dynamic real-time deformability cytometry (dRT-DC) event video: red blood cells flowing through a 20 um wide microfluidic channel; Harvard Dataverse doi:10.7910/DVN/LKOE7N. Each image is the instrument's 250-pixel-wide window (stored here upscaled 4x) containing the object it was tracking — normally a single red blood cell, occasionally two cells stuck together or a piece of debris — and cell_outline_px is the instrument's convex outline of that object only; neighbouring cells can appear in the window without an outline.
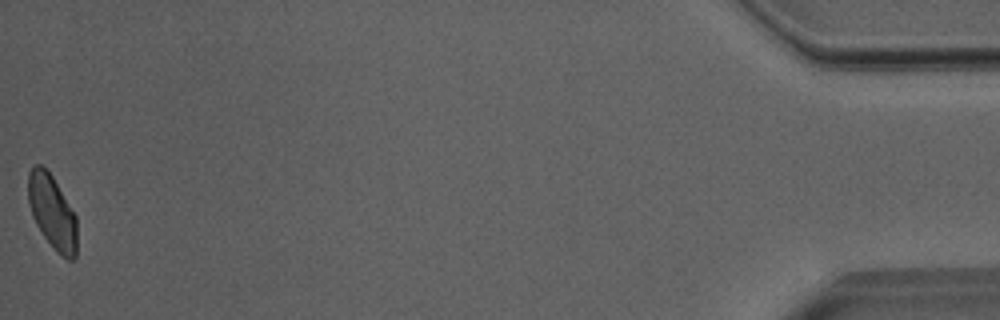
{"species": "Egyptian fruit bat (a non-hibernating species)", "species_latin": "Rousettus aegyptiacus", "temperature_condition": "room temperature", "stored_images_in_passage": 39, "camera_frame_rate_fps": 3000, "um_per_image_px": 0.085, "animal": {"sex": "male"}, "frame": {"image": 1, "passage_image": 39, "time_ms": 12.667, "image_size_px": [1000, 320], "cell_outline_px": [[76, 256], [72, 260], [68, 260], [56, 252], [44, 236], [36, 224], [32, 216], [28, 204], [28, 172], [36, 164], [40, 164], [52, 176], [76, 216]], "centroid_in_image_um": [4.42, 18.04], "position_along_channel_um": 430.8, "area_um2": 20.87}, "authors_computed_cell_mechanics": {"area_um2": 22.0218, "velocity_mm_per_s": 4.0007, "shape_relaxation_time_tau1_ms": 3.7004, "shape_relaxation_time_tau2_ms": 1.1625, "deformation_change_tau1": 0.1093, "deformation_change_tau2": 0.0648}}